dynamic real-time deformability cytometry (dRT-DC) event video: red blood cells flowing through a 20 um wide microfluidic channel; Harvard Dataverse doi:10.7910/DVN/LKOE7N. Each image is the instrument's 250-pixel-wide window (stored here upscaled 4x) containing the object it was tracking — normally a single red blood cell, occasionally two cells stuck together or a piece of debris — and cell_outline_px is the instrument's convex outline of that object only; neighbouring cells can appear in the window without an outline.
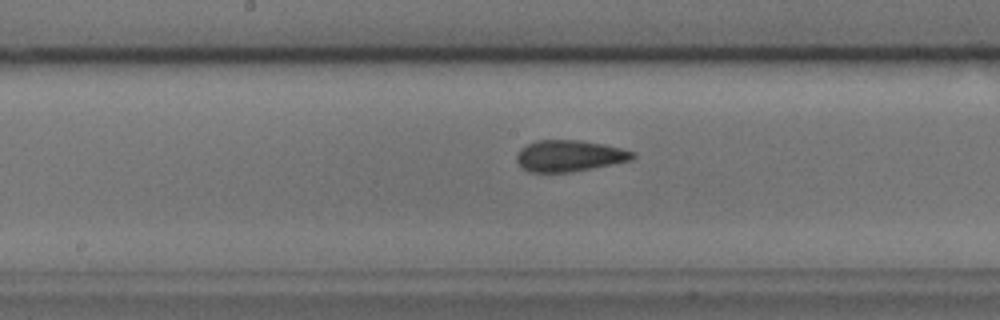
{"species": "common noctule bat (a hibernating species)", "species_latin": "Nyctalus noctula", "temperature_condition": "cold", "stored_images_in_passage": 21, "camera_frame_rate_fps": 3000, "um_per_image_px": 0.085, "animal": {"sex": "male", "body_mass_g": 17.9, "forearm_length_mm": 54.2}, "frame": {"image": 1, "passage_image": 15, "time_ms": 4.667, "image_size_px": [1000, 320], "cell_outline_px": [[636, 156], [632, 160], [572, 172], [528, 172], [516, 160], [516, 156], [520, 148], [536, 140], [580, 140], [604, 144], [636, 152]], "centroid_in_image_um": [48.41, 13.24], "position_along_channel_um": 199.8, "area_um2": 21.21}}